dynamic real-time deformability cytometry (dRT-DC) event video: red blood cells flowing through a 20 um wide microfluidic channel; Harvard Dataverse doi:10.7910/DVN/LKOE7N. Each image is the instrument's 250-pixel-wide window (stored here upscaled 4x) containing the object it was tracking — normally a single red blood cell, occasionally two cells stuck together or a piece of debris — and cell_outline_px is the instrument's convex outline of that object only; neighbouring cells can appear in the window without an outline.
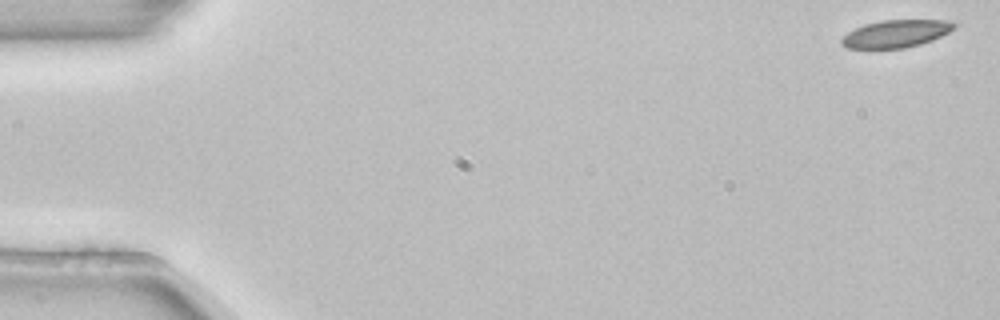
{"species": "common noctule bat (a hibernating species)", "species_latin": "Nyctalus noctula", "temperature_condition": "room temperature", "stored_images_in_passage": 4, "camera_frame_rate_fps": 3000, "um_per_image_px": 0.085, "animal": {"sex": "female", "body_mass_g": 22.7, "forearm_length_mm": 54.2}, "frame": {"image": 1, "passage_image": 1, "time_ms": 0.0, "image_size_px": [1000, 320], "cell_outline_px": [[956, 28], [932, 40], [920, 44], [904, 48], [848, 48], [840, 44], [840, 36], [864, 24], [880, 20], [952, 20], [956, 24]], "centroid_in_image_um": [76.14, 2.85], "position_along_channel_um": 8.9, "area_um2": 18.15}}
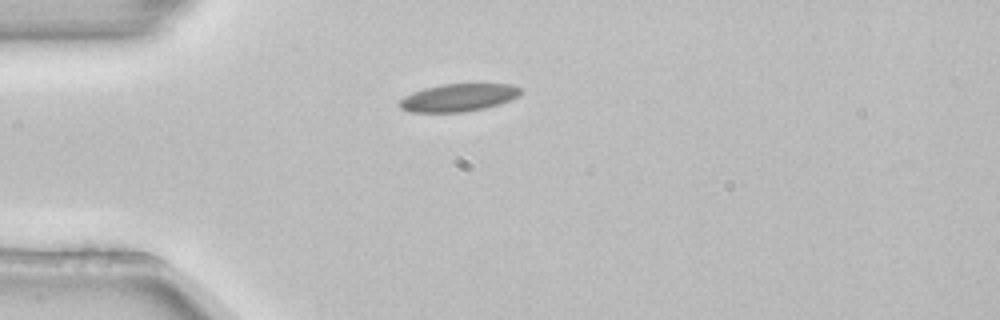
{"frame": {"image": 2, "passage_image": 4, "time_ms": 1.0, "image_size_px": [1000, 320], "cell_outline_px": [[520, 96], [500, 104], [484, 108], [464, 112], [412, 112], [400, 108], [400, 100], [404, 96], [412, 92], [424, 88], [444, 84], [512, 84], [520, 88]], "centroid_in_image_um": [38.97, 8.29], "position_along_channel_um": 46.0, "area_um2": 19.48}}